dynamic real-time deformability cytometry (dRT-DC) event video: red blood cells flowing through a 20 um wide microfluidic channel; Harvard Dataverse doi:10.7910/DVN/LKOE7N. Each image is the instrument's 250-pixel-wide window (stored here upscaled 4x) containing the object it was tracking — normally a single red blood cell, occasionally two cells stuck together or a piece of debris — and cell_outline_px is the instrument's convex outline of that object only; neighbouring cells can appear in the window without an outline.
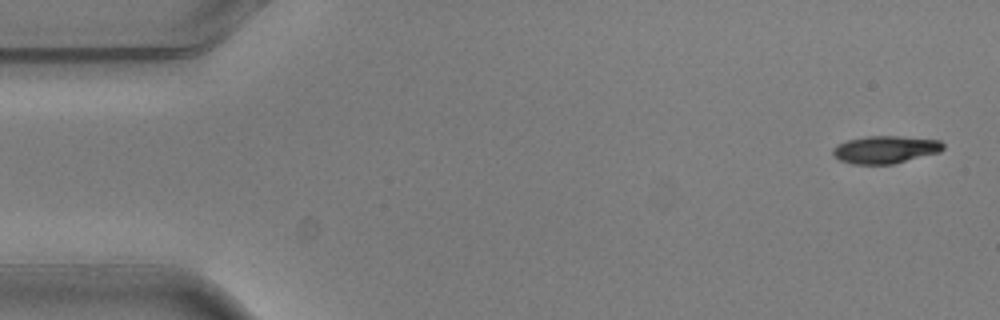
{"species": "common noctule bat (a hibernating species)", "species_latin": "Nyctalus noctula", "temperature_condition": "warm", "stored_images_in_passage": 5, "camera_frame_rate_fps": 3000, "um_per_image_px": 0.085, "animal": {"sex": "male", "body_mass_g": 20.5, "forearm_length_mm": 52.5}, "frame": {"image": 1, "passage_image": 1, "time_ms": 0.0, "image_size_px": [1000, 320], "cell_outline_px": [[944, 148], [940, 152], [892, 164], [852, 164], [840, 160], [832, 152], [832, 148], [836, 144], [848, 140], [868, 136], [900, 136], [940, 140], [944, 144]], "centroid_in_image_um": [75.25, 12.71], "position_along_channel_um": 9.7, "area_um2": 17.69}}
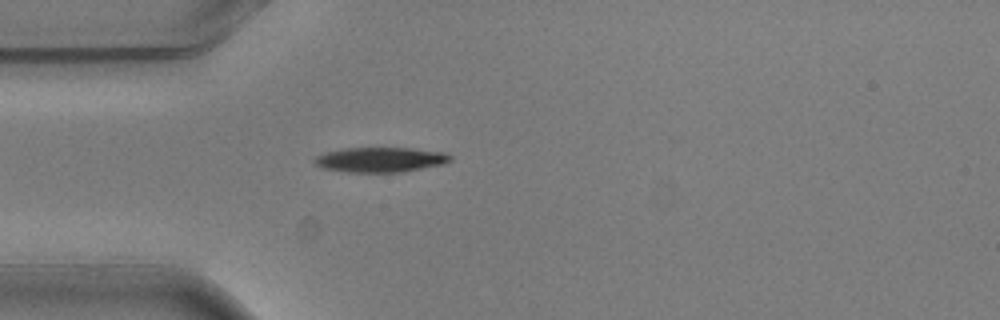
{"frame": {"image": 2, "passage_image": 5, "time_ms": 1.333, "image_size_px": [1000, 320], "cell_outline_px": [[452, 160], [444, 164], [400, 172], [348, 172], [320, 168], [312, 160], [316, 156], [324, 152], [344, 148], [412, 148], [444, 152], [452, 156]], "centroid_in_image_um": [32.31, 13.57], "position_along_channel_um": 52.7, "area_um2": 19.83}}